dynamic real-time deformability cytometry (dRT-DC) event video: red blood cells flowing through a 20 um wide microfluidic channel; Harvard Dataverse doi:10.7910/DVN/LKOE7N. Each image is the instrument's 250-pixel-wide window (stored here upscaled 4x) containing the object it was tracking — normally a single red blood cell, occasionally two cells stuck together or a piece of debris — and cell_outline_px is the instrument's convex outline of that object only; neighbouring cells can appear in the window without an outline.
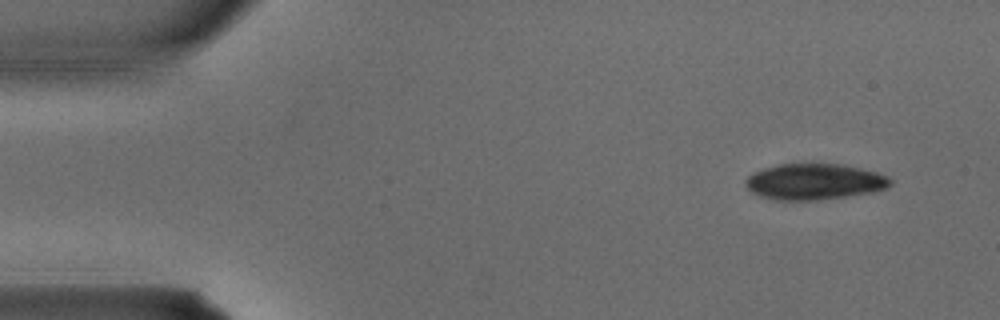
{"species": "common noctule bat (a hibernating species)", "species_latin": "Nyctalus noctula", "temperature_condition": "warm", "stored_images_in_passage": 2, "camera_frame_rate_fps": 3000, "um_per_image_px": 0.085, "animal": {"sex": "male", "body_mass_g": 15.6}, "frame": {"image": 1, "passage_image": 1, "time_ms": 0.0, "image_size_px": [1000, 320], "cell_outline_px": [[892, 184], [888, 188], [872, 192], [816, 200], [776, 200], [760, 196], [752, 192], [744, 184], [744, 180], [752, 172], [764, 168], [780, 164], [812, 160], [840, 164], [876, 172], [888, 176], [892, 180]], "centroid_in_image_um": [69.19, 15.4], "position_along_channel_um": 15.8, "area_um2": 31.15}}